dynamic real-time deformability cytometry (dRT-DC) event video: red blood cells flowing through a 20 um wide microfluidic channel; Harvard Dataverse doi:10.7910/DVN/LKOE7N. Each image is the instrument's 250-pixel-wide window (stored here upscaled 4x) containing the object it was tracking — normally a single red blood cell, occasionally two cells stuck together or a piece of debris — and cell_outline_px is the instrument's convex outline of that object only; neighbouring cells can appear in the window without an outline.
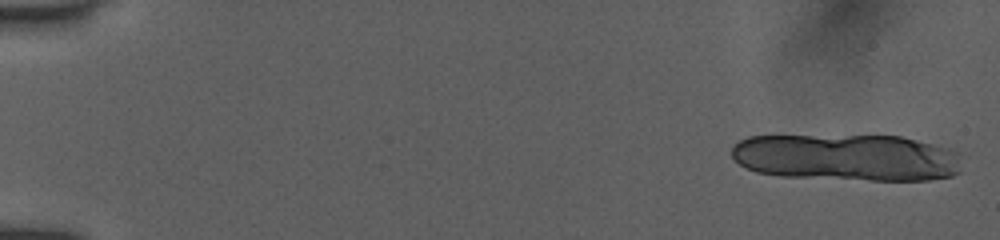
{"species": "human", "species_latin": "Homo sapiens", "temperature_condition": "room temperature", "stored_images_in_passage": 12, "camera_frame_rate_fps": 3000, "um_per_image_px": 0.085, "donor": {"sex": "female"}, "frame": {"image": 1, "passage_image": 1, "time_ms": 0.0, "image_size_px": [1000, 240], "cell_outline_px": [[960, 172], [952, 176], [928, 180], [872, 180], [780, 176], [756, 172], [740, 164], [732, 156], [732, 148], [740, 140], [748, 136], [900, 136], [952, 148], [960, 152]], "centroid_in_image_um": [72.04, 13.39], "position_along_channel_um": 13.0, "area_um2": 63.23}}
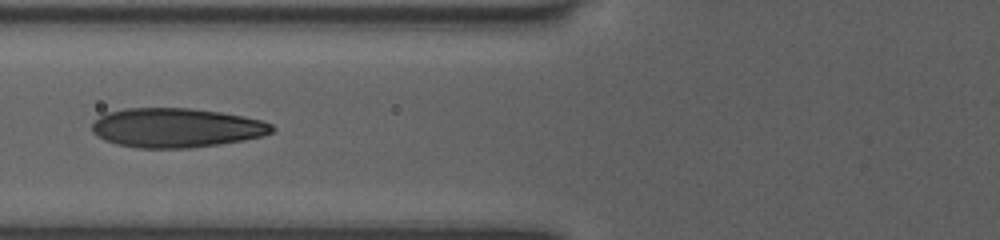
{"frame": {"image": 2, "passage_image": 8, "time_ms": 7.0, "image_size_px": [1000, 240], "cell_outline_px": [[276, 128], [272, 132], [264, 136], [244, 140], [220, 144], [192, 148], [140, 148], [116, 144], [104, 140], [92, 132], [92, 120], [108, 112], [124, 108], [192, 108], [220, 112], [244, 116], [260, 120], [272, 124]], "centroid_in_image_um": [14.98, 10.86], "position_along_channel_um": 110.8, "area_um2": 41.56}}
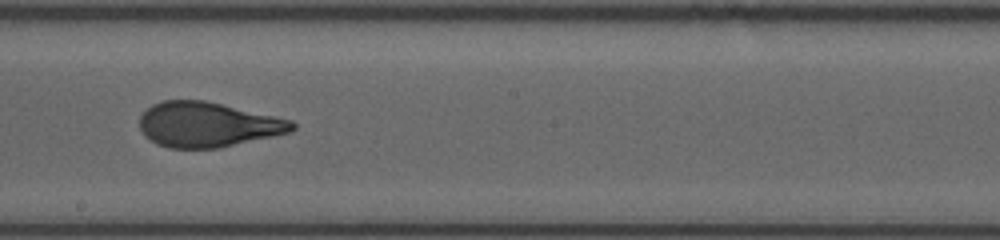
{"frame": {"image": 3, "passage_image": 11, "time_ms": 10.0, "image_size_px": [1000, 240], "cell_outline_px": [[296, 128], [292, 132], [220, 148], [168, 148], [156, 144], [144, 136], [140, 128], [140, 116], [152, 104], [160, 100], [204, 100], [292, 120], [296, 124]], "centroid_in_image_um": [17.65, 10.6], "position_along_channel_um": 230.6, "area_um2": 40.11}}